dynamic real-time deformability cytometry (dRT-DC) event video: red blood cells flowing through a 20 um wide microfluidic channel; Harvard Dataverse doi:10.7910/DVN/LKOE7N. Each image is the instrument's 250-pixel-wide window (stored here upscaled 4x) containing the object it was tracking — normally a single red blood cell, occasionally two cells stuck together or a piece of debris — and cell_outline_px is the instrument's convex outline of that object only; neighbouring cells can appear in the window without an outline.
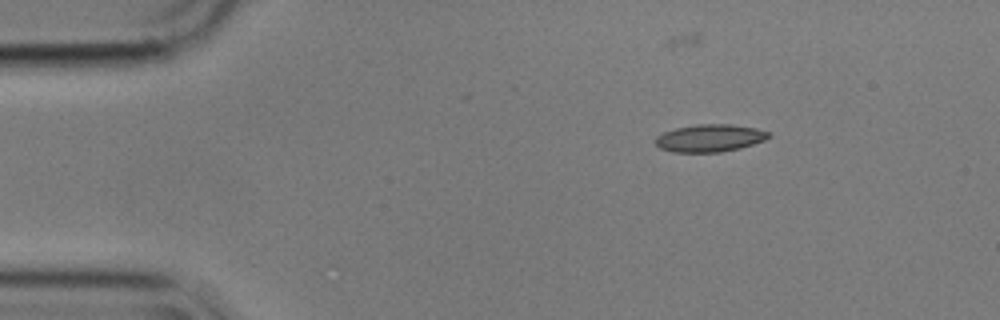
{"species": "common noctule bat (a hibernating species)", "species_latin": "Nyctalus noctula", "temperature_condition": "cold", "stored_images_in_passage": 36, "camera_frame_rate_fps": 3000, "um_per_image_px": 0.085, "animal": {"sex": "male", "body_mass_g": 17.9}, "frame": {"image": 1, "passage_image": 1, "time_ms": 0.0, "image_size_px": [1000, 320], "cell_outline_px": [[772, 136], [764, 140], [740, 148], [720, 152], [672, 152], [660, 148], [652, 140], [656, 136], [664, 132], [676, 128], [696, 124], [732, 124], [756, 128], [772, 132]], "centroid_in_image_um": [60.33, 11.73], "position_along_channel_um": 24.7, "area_um2": 18.32}}
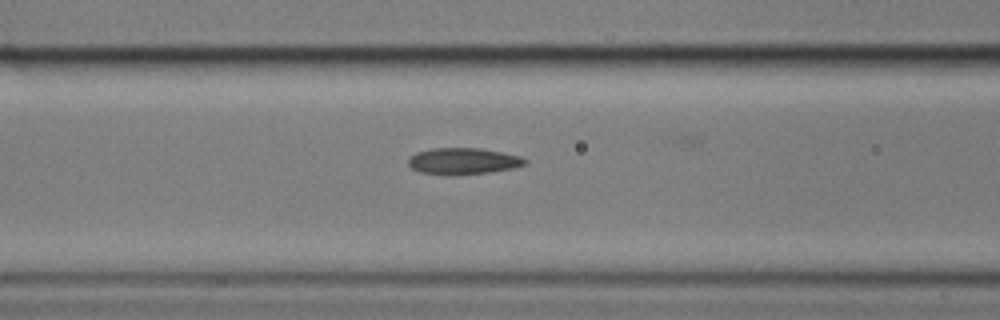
{"frame": {"image": 2, "passage_image": 15, "time_ms": 4.667, "image_size_px": [1000, 320], "cell_outline_px": [[528, 160], [524, 164], [516, 168], [488, 172], [448, 176], [420, 172], [412, 168], [408, 164], [408, 160], [416, 152], [432, 148], [480, 148], [504, 152], [520, 156]], "centroid_in_image_um": [39.38, 13.7], "position_along_channel_um": 127.2, "area_um2": 18.15}}
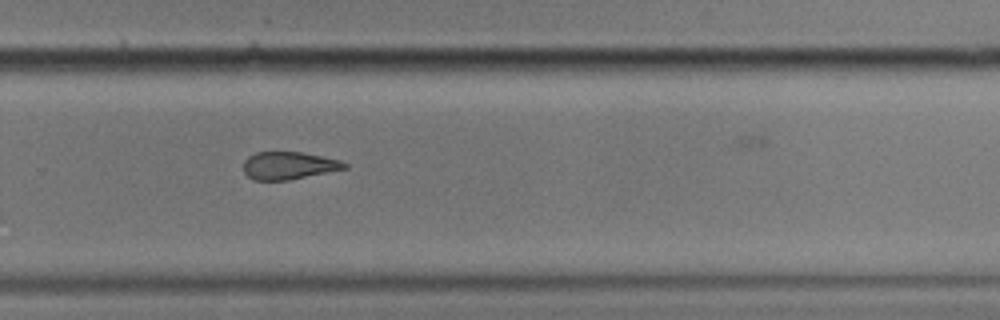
{"frame": {"image": 3, "passage_image": 30, "time_ms": 9.667, "image_size_px": [1000, 320], "cell_outline_px": [[348, 168], [288, 180], [252, 180], [244, 172], [244, 160], [248, 156], [256, 152], [304, 152], [340, 160], [348, 164]], "centroid_in_image_um": [24.54, 14.07], "position_along_channel_um": 305.3, "area_um2": 16.3}}